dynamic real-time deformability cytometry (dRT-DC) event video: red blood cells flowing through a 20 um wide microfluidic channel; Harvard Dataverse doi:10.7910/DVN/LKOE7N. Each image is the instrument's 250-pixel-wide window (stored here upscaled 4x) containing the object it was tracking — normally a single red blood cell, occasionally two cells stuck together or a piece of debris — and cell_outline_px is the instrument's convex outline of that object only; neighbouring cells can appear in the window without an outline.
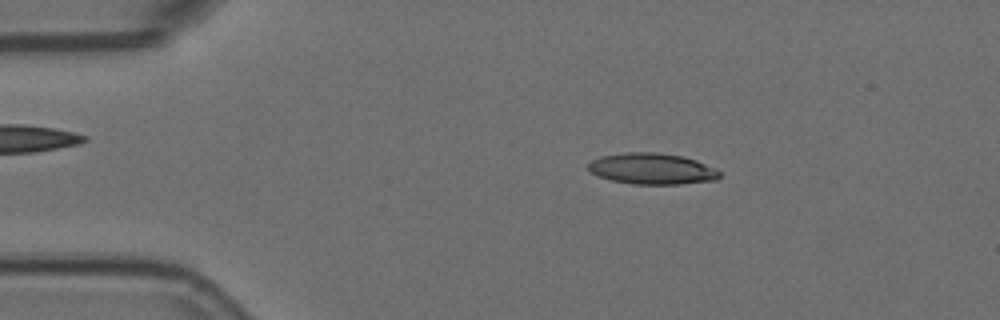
{"species": "Egyptian fruit bat (a non-hibernating species)", "species_latin": "Rousettus aegyptiacus", "temperature_condition": "room temperature", "stored_images_in_passage": 54, "camera_frame_rate_fps": 3000, "um_per_image_px": 0.085, "animal": {"sex": "female"}, "frame": {"image": 1, "passage_image": 9, "time_ms": 2.667, "image_size_px": [1000, 320], "cell_outline_px": [[720, 176], [716, 180], [680, 184], [632, 184], [612, 180], [600, 176], [592, 172], [588, 168], [588, 164], [592, 160], [604, 156], [624, 152], [656, 152], [680, 156], [696, 160], [720, 172]], "centroid_in_image_um": [55.42, 14.35], "position_along_channel_um": 29.6, "area_um2": 23.47}}
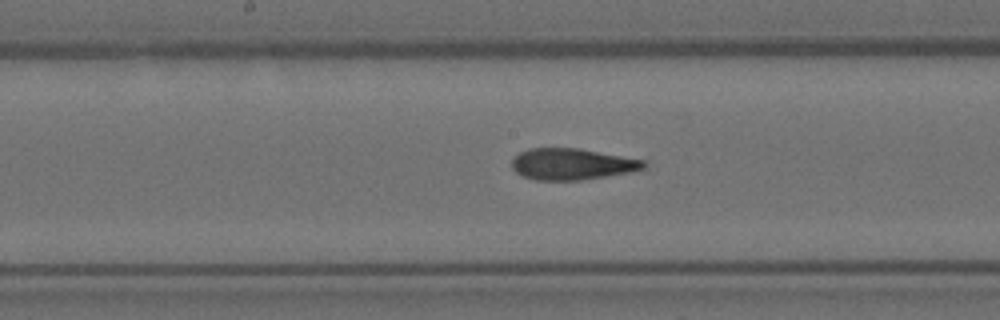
{"frame": {"image": 2, "passage_image": 27, "time_ms": 8.667, "image_size_px": [1000, 320], "cell_outline_px": [[644, 168], [632, 172], [580, 180], [536, 180], [524, 176], [516, 172], [512, 168], [512, 160], [520, 152], [528, 148], [580, 148], [644, 160]], "centroid_in_image_um": [48.6, 13.94], "position_along_channel_um": 199.6, "area_um2": 23.99}}
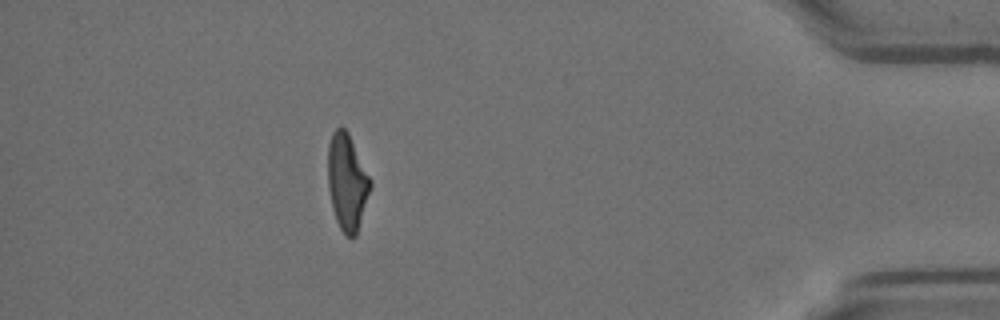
{"frame": {"image": 3, "passage_image": 48, "time_ms": 15.667, "image_size_px": [1000, 320], "cell_outline_px": [[372, 184], [356, 236], [344, 236], [336, 220], [332, 208], [328, 188], [328, 144], [332, 132], [336, 128], [344, 128], [348, 132], [372, 180]], "centroid_in_image_um": [29.5, 15.47], "position_along_channel_um": 405.7, "area_um2": 23.87}, "authors_computed_cell_mechanics": {"area_um2": 23.9581, "velocity_mm_per_s": 3.687, "shape_relaxation_time_tau1_ms": 10.2161, "shape_relaxation_time_tau2_ms": 2.6553, "deformation_change_tau1": 0.3139, "deformation_change_tau2": 0.1067}}